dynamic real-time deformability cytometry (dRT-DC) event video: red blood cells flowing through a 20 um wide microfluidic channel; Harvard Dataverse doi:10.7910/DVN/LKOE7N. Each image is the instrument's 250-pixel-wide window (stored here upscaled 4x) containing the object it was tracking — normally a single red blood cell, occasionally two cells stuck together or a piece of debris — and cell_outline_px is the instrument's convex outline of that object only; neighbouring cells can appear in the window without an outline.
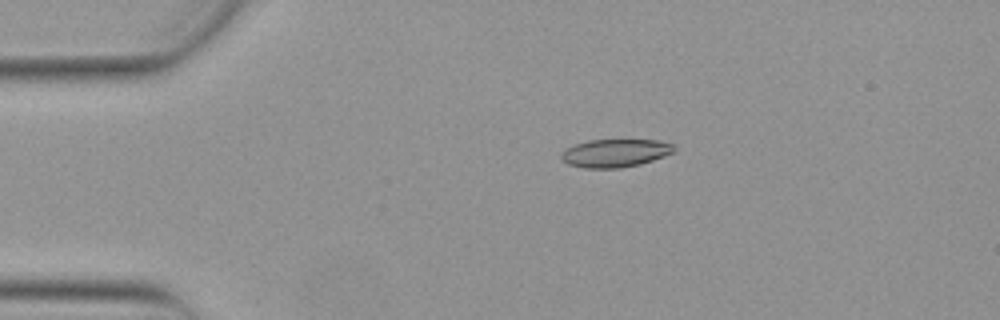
{"species": "Egyptian fruit bat (a non-hibernating species)", "species_latin": "Rousettus aegyptiacus", "temperature_condition": "warm", "stored_images_in_passage": 53, "camera_frame_rate_fps": 3000, "um_per_image_px": 0.085, "animal": {"sex": "female"}, "frame": {"image": 1, "passage_image": 11, "time_ms": 3.333, "image_size_px": [1000, 320], "cell_outline_px": [[676, 152], [640, 164], [620, 168], [584, 168], [568, 164], [560, 156], [564, 148], [588, 140], [656, 140], [672, 144], [676, 148]], "centroid_in_image_um": [52.29, 13.01], "position_along_channel_um": 32.7, "area_um2": 18.44}}
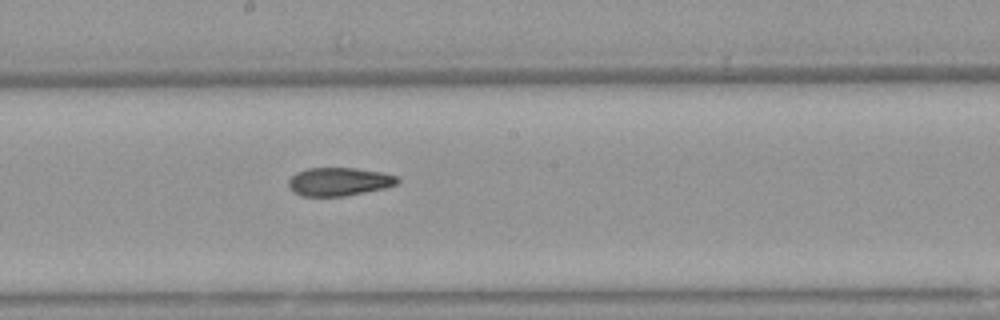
{"frame": {"image": 2, "passage_image": 29, "time_ms": 9.333, "image_size_px": [1000, 320], "cell_outline_px": [[400, 180], [396, 184], [384, 188], [344, 196], [300, 196], [292, 192], [288, 188], [288, 180], [296, 172], [308, 168], [356, 168], [380, 172], [396, 176]], "centroid_in_image_um": [28.76, 15.44], "position_along_channel_um": 219.4, "area_um2": 17.98}}
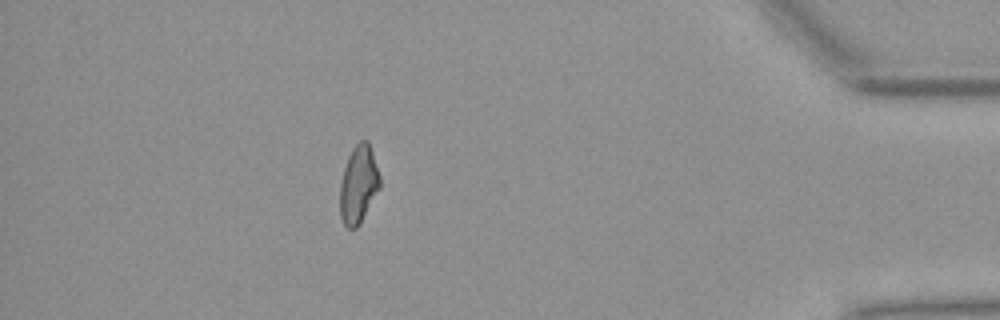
{"frame": {"image": 3, "passage_image": 47, "time_ms": 15.333, "image_size_px": [1000, 320], "cell_outline_px": [[380, 188], [360, 224], [356, 228], [348, 228], [344, 224], [340, 216], [340, 184], [344, 168], [348, 156], [352, 148], [360, 140], [368, 140], [380, 176]], "centroid_in_image_um": [30.47, 15.68], "position_along_channel_um": 404.7, "area_um2": 18.09}, "authors_computed_cell_mechanics": {"area_um2": 18.496, "velocity_mm_per_s": 3.8902, "shape_relaxation_time_tau1_ms": 10.0576, "shape_relaxation_time_tau2_ms": 3.5649, "deformation_change_tau1": 0.2364, "deformation_change_tau2": 0.1133}}